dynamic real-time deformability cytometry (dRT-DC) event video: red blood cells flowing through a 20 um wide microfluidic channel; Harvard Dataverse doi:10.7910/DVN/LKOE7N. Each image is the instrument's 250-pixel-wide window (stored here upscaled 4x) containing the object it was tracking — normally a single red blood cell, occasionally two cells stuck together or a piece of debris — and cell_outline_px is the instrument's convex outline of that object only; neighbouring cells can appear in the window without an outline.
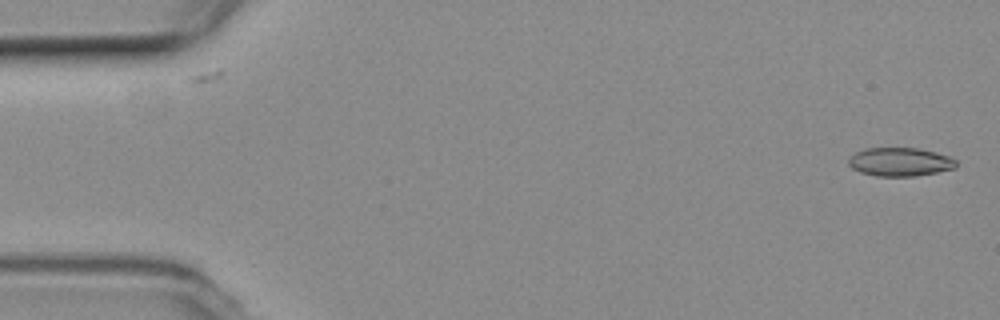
{"species": "common noctule bat (a hibernating species)", "species_latin": "Nyctalus noctula", "temperature_condition": "room temperature", "stored_images_in_passage": 10, "camera_frame_rate_fps": 3000, "um_per_image_px": 0.085, "animal": {"sex": "female", "body_mass_g": 19.3, "forearm_length_mm": 54.1}, "frame": {"image": 1, "passage_image": 1, "time_ms": 0.0, "image_size_px": [1000, 320], "cell_outline_px": [[956, 168], [916, 176], [876, 176], [860, 172], [852, 168], [848, 164], [848, 160], [856, 152], [864, 148], [916, 148], [948, 156], [956, 160]], "centroid_in_image_um": [76.48, 13.77], "position_along_channel_um": 8.5, "area_um2": 17.74}}